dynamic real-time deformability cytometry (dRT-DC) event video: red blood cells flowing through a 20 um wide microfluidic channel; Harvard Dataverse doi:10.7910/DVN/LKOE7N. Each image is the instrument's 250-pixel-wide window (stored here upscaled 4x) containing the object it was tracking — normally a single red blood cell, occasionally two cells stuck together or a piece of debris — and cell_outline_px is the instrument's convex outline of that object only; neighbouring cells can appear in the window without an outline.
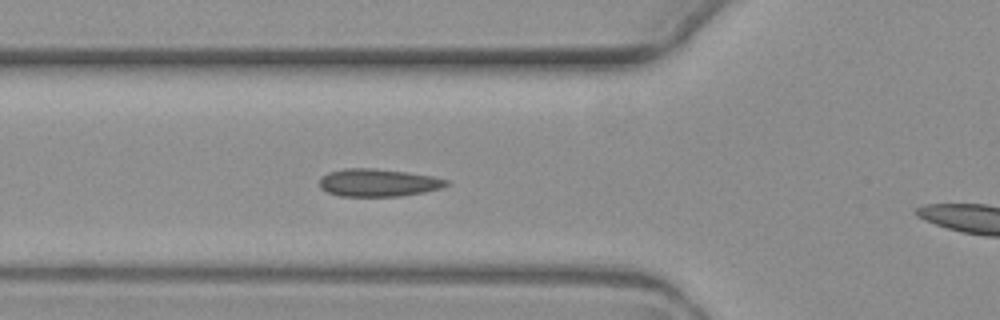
{"species": "common noctule bat (a hibernating species)", "species_latin": "Nyctalus noctula", "temperature_condition": "warm", "stored_images_in_passage": 4, "segment_of_instrument_passage": [1, 2], "camera_frame_rate_fps": 3000, "um_per_image_px": 0.085, "animal": {"sex": "female", "body_mass_g": 19.3, "forearm_length_mm": 54.1}, "frame": {"image": 1, "passage_image": 3, "time_ms": 2.333, "image_size_px": [1000, 320], "cell_outline_px": [[448, 184], [440, 188], [424, 192], [400, 196], [340, 196], [328, 192], [320, 188], [320, 176], [328, 172], [344, 168], [376, 168], [408, 172], [432, 176], [448, 180]], "centroid_in_image_um": [32.11, 15.52], "position_along_channel_um": 93.7, "area_um2": 20.52}}